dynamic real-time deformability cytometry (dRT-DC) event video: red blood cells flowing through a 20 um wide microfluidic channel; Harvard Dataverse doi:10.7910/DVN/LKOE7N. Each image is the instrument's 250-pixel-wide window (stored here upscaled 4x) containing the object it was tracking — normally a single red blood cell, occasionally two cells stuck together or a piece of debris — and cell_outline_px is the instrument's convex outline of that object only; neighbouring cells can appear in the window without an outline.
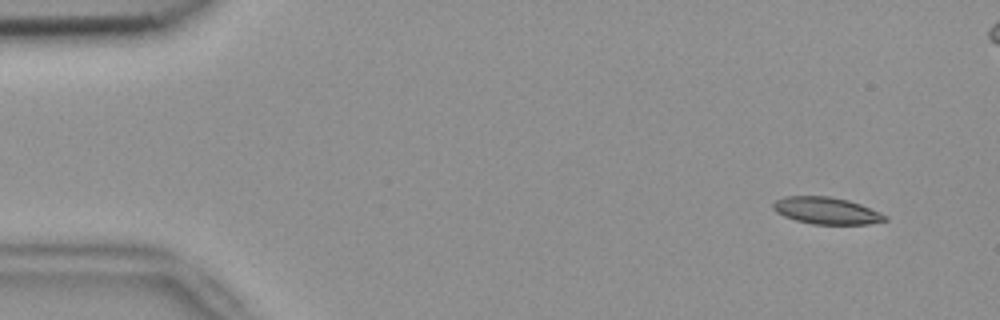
{"species": "common noctule bat (a hibernating species)", "species_latin": "Nyctalus noctula", "temperature_condition": "room temperature", "stored_images_in_passage": 53, "camera_frame_rate_fps": 3000, "um_per_image_px": 0.085, "animal": {"sex": "female", "body_mass_g": 18.4}, "frame": {"image": 1, "passage_image": 3, "time_ms": 0.667, "image_size_px": [1000, 320], "cell_outline_px": [[888, 220], [868, 224], [812, 224], [796, 220], [784, 216], [776, 212], [772, 208], [772, 204], [776, 200], [784, 196], [832, 196], [848, 200], [860, 204], [880, 212], [888, 216]], "centroid_in_image_um": [70.25, 17.9], "position_along_channel_um": 14.8, "area_um2": 17.63}}
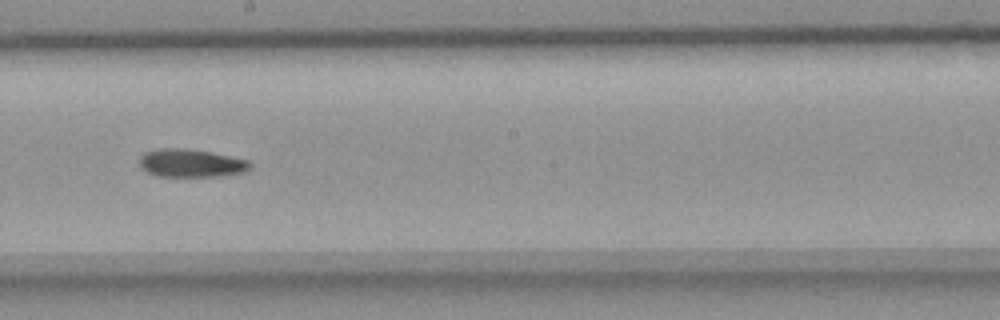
{"frame": {"image": 2, "passage_image": 29, "time_ms": 9.333, "image_size_px": [1000, 320], "cell_outline_px": [[252, 164], [244, 172], [220, 176], [156, 176], [140, 168], [140, 156], [144, 152], [156, 148], [184, 148], [212, 152], [248, 160]], "centroid_in_image_um": [16.2, 13.85], "position_along_channel_um": 232.0, "area_um2": 18.15}}
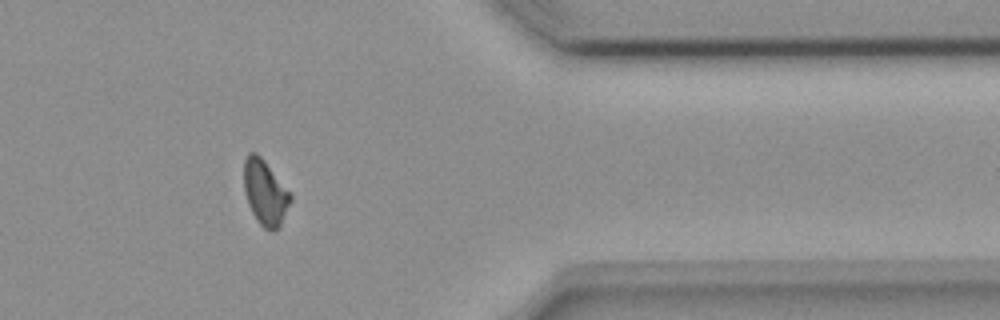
{"frame": {"image": 3, "passage_image": 43, "time_ms": 14.0, "image_size_px": [1000, 320], "cell_outline_px": [[292, 200], [280, 228], [264, 228], [256, 220], [248, 204], [244, 192], [244, 160], [248, 152], [256, 152], [264, 160], [292, 196]], "centroid_in_image_um": [22.52, 16.36], "position_along_channel_um": 388.9, "area_um2": 17.51}}